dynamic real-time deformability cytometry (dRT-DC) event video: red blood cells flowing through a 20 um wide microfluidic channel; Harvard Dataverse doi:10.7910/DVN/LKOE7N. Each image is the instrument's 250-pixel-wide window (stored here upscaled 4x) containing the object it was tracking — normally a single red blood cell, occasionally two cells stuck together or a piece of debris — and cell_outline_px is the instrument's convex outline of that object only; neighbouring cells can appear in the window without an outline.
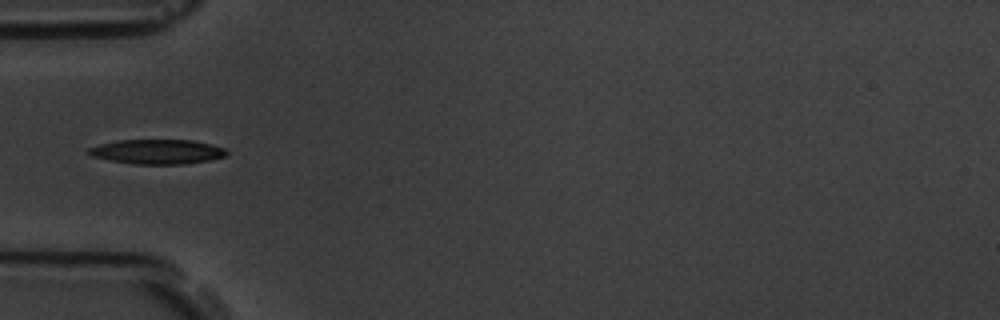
{"species": "common noctule bat (a hibernating species)", "species_latin": "Nyctalus noctula", "temperature_condition": "room temperature", "stored_images_in_passage": 5, "camera_frame_rate_fps": 3000, "um_per_image_px": 0.085, "animal": {"sex": "male", "body_mass_g": 19.5, "forearm_length_mm": 54.6}, "frame": {"image": 1, "passage_image": 1, "time_ms": 0.0, "image_size_px": [1000, 320], "cell_outline_px": [[228, 152], [224, 156], [212, 160], [184, 164], [132, 164], [92, 156], [88, 152], [88, 148], [100, 144], [116, 140], [192, 140], [212, 144], [224, 148]], "centroid_in_image_um": [13.4, 12.89], "position_along_channel_um": 71.6, "area_um2": 19.77}}
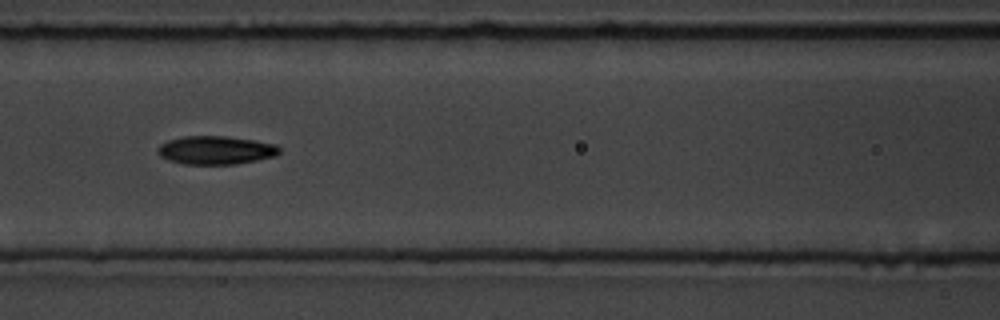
{"frame": {"image": 2, "passage_image": 3, "time_ms": 2.0, "image_size_px": [1000, 320], "cell_outline_px": [[280, 152], [276, 156], [236, 164], [184, 164], [168, 160], [160, 156], [156, 148], [160, 144], [168, 140], [184, 136], [228, 136], [276, 144], [280, 148]], "centroid_in_image_um": [18.33, 12.76], "position_along_channel_um": 148.3, "area_um2": 20.17}}
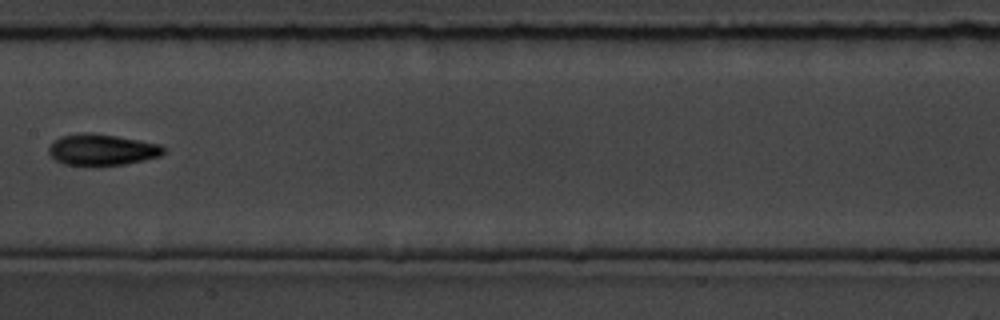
{"frame": {"image": 3, "passage_image": 4, "time_ms": 3.333, "image_size_px": [1000, 320], "cell_outline_px": [[164, 152], [160, 156], [144, 160], [124, 164], [96, 168], [64, 164], [56, 160], [48, 152], [48, 148], [60, 136], [80, 132], [92, 132], [140, 140], [160, 144], [164, 148]], "centroid_in_image_um": [8.65, 12.75], "position_along_channel_um": 198.8, "area_um2": 21.44}}